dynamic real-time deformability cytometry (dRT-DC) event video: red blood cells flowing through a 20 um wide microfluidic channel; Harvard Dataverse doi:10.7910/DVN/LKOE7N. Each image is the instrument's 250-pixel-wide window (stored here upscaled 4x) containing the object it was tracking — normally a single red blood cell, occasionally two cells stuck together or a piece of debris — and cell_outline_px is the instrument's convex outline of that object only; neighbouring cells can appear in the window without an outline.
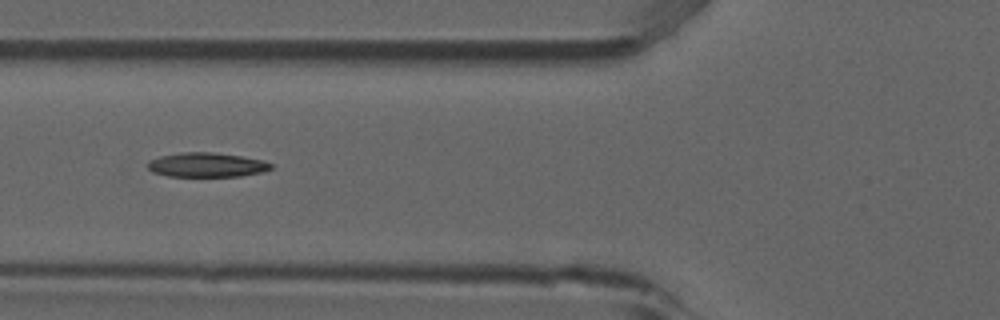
{"species": "common noctule bat (a hibernating species)", "species_latin": "Nyctalus noctula", "temperature_condition": "room temperature", "stored_images_in_passage": 7, "camera_frame_rate_fps": 3000, "um_per_image_px": 0.085, "animal": {"sex": "male", "forearm_length_mm": 52.5}, "frame": {"image": 1, "passage_image": 5, "time_ms": 1.333, "image_size_px": [1000, 320], "cell_outline_px": [[272, 168], [260, 172], [240, 176], [168, 176], [152, 172], [148, 168], [148, 160], [160, 156], [184, 152], [212, 152], [240, 156], [264, 160], [272, 164]], "centroid_in_image_um": [17.54, 14.01], "position_along_channel_um": 108.3, "area_um2": 17.4}}
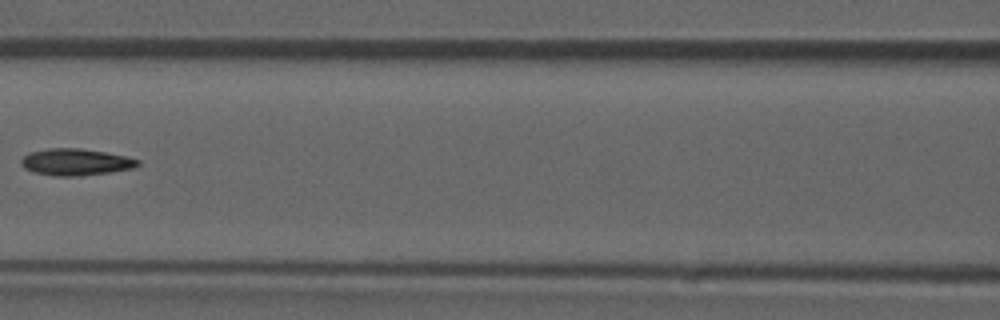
{"frame": {"image": 2, "passage_image": 6, "time_ms": 1.667, "image_size_px": [1000, 320], "cell_outline_px": [[140, 164], [136, 168], [80, 176], [56, 176], [32, 172], [24, 168], [20, 164], [20, 160], [24, 156], [32, 152], [48, 148], [80, 148], [128, 156], [140, 160]], "centroid_in_image_um": [6.45, 13.78], "position_along_channel_um": 160.1, "area_um2": 18.26}}